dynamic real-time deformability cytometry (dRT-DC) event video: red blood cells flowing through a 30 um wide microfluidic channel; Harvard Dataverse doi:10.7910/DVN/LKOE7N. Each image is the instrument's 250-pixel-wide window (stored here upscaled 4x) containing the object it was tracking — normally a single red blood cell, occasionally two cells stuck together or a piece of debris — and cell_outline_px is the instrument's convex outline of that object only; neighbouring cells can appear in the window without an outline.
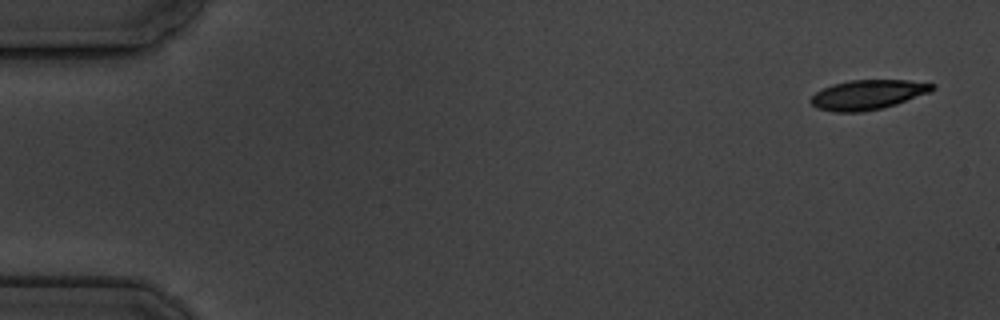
{"species": "common noctule bat (a hibernating species)", "species_latin": "Nyctalus noctula", "temperature_condition": "cold", "stored_images_in_passage": 5, "camera_frame_rate_fps": 3000, "um_per_image_px": 0.085, "animal": {"sex": "male", "body_mass_g": 19.5, "forearm_length_mm": 54.6}, "frame": {"image": 1, "passage_image": 1, "time_ms": 0.0, "image_size_px": [1000, 320], "cell_outline_px": [[936, 88], [928, 92], [896, 104], [884, 108], [864, 112], [832, 112], [816, 108], [808, 100], [816, 92], [832, 84], [852, 80], [908, 80], [936, 84]], "centroid_in_image_um": [73.73, 8.06], "position_along_channel_um": 11.3, "area_um2": 21.04}}
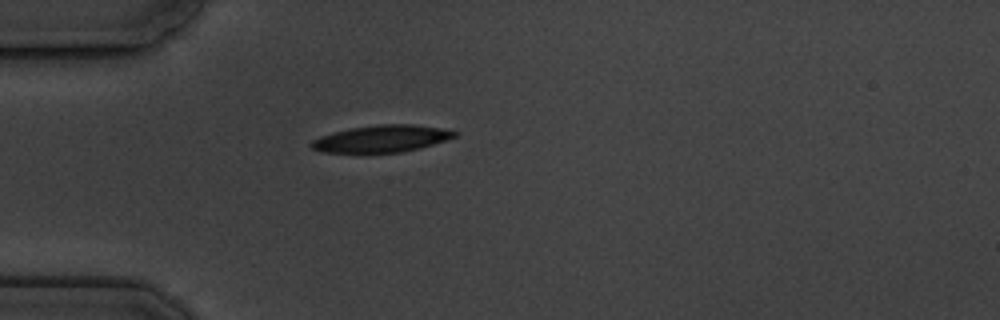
{"frame": {"image": 2, "passage_image": 5, "time_ms": 4.667, "image_size_px": [1000, 320], "cell_outline_px": [[460, 132], [456, 136], [420, 148], [400, 152], [324, 152], [312, 148], [308, 144], [312, 140], [320, 136], [332, 132], [348, 128], [380, 124], [412, 124], [440, 128]], "centroid_in_image_um": [32.4, 11.77], "position_along_channel_um": 52.6, "area_um2": 22.37}}